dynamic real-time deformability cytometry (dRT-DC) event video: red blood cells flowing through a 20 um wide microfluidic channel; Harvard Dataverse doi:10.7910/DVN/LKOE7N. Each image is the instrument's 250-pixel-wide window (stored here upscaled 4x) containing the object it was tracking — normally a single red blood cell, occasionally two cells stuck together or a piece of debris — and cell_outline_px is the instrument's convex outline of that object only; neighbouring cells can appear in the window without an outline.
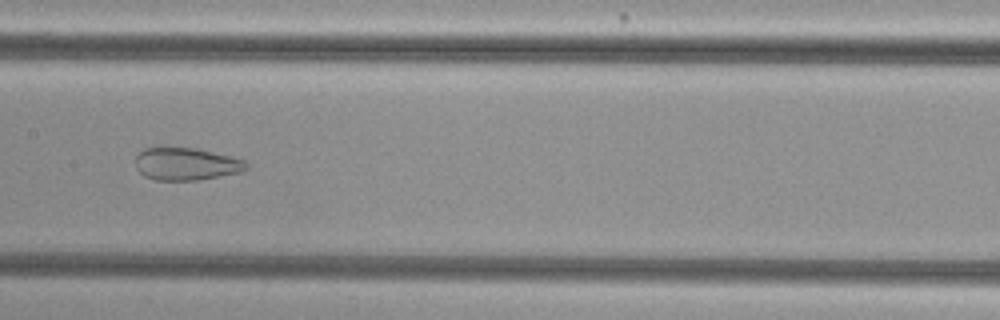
{"species": "common noctule bat (a hibernating species)", "species_latin": "Nyctalus noctula", "temperature_condition": "cold", "stored_images_in_passage": 53, "camera_frame_rate_fps": 3000, "um_per_image_px": 0.085, "animal": {"sex": "female", "body_mass_g": 29.2, "forearm_length_mm": 56.3}, "frame": {"image": 1, "passage_image": 27, "time_ms": 8.667, "image_size_px": [1000, 320], "cell_outline_px": [[248, 168], [244, 172], [200, 180], [156, 180], [144, 176], [136, 168], [136, 156], [144, 148], [196, 148], [244, 160], [248, 164]], "centroid_in_image_um": [15.85, 13.95], "position_along_channel_um": 191.5, "area_um2": 20.98}}
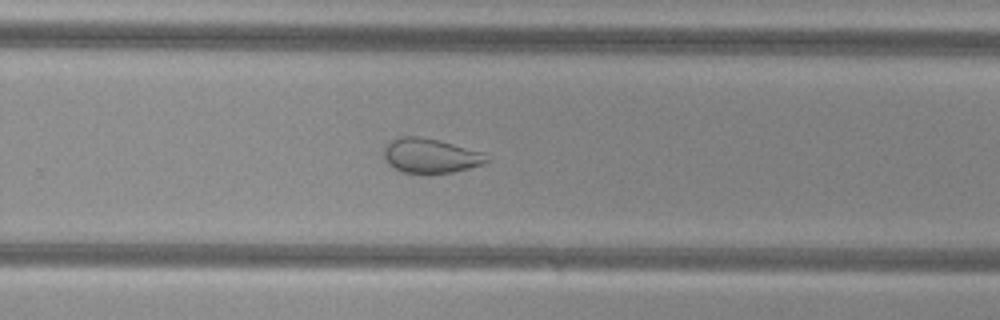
{"frame": {"image": 2, "passage_image": 35, "time_ms": 11.333, "image_size_px": [1000, 320], "cell_outline_px": [[492, 160], [484, 164], [452, 172], [428, 176], [400, 172], [392, 168], [384, 160], [384, 148], [392, 140], [400, 136], [420, 136], [440, 140], [484, 152]], "centroid_in_image_um": [36.6, 13.27], "position_along_channel_um": 293.2, "area_um2": 21.56}}
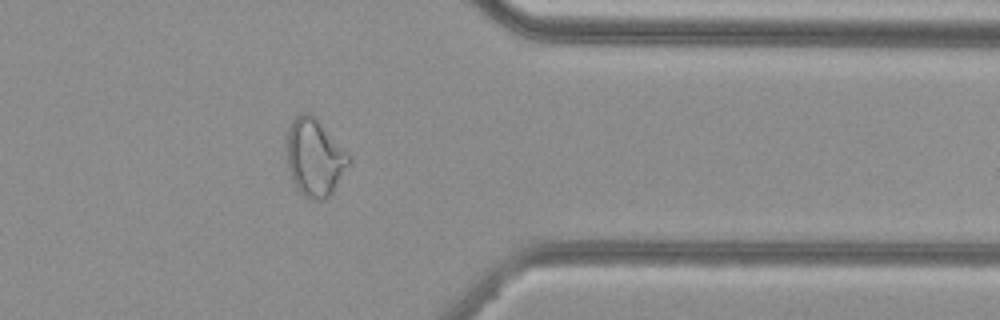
{"frame": {"image": 3, "passage_image": 43, "time_ms": 14.0, "image_size_px": [1000, 320], "cell_outline_px": [[352, 164], [332, 192], [324, 200], [312, 200], [304, 196], [296, 188], [292, 180], [288, 168], [284, 152], [288, 128], [292, 120], [300, 112], [308, 112], [316, 116], [352, 156]], "centroid_in_image_um": [26.75, 13.36], "position_along_channel_um": 384.6, "area_um2": 29.13}}